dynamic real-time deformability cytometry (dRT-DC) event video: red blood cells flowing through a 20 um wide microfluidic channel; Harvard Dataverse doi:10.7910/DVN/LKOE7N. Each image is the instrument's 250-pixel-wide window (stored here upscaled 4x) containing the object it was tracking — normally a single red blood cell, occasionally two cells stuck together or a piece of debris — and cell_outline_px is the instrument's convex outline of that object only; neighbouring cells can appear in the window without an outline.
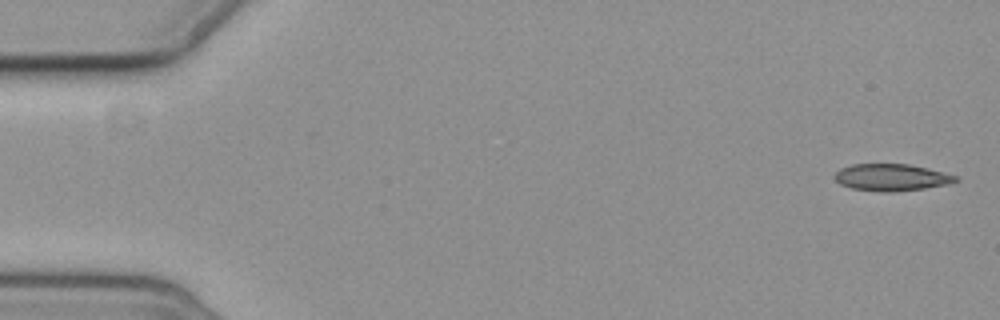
{"species": "common noctule bat (a hibernating species)", "species_latin": "Nyctalus noctula", "temperature_condition": "cold", "stored_images_in_passage": 5, "camera_frame_rate_fps": 3000, "um_per_image_px": 0.085, "animal": {"sex": "female", "body_mass_g": 19.3, "forearm_length_mm": 54.1}, "frame": {"image": 1, "passage_image": 1, "time_ms": 0.0, "image_size_px": [1000, 320], "cell_outline_px": [[960, 180], [948, 184], [924, 188], [892, 192], [888, 192], [852, 188], [840, 184], [832, 176], [840, 168], [852, 164], [908, 164], [960, 176]], "centroid_in_image_um": [75.78, 15.07], "position_along_channel_um": 9.2, "area_um2": 18.9}}